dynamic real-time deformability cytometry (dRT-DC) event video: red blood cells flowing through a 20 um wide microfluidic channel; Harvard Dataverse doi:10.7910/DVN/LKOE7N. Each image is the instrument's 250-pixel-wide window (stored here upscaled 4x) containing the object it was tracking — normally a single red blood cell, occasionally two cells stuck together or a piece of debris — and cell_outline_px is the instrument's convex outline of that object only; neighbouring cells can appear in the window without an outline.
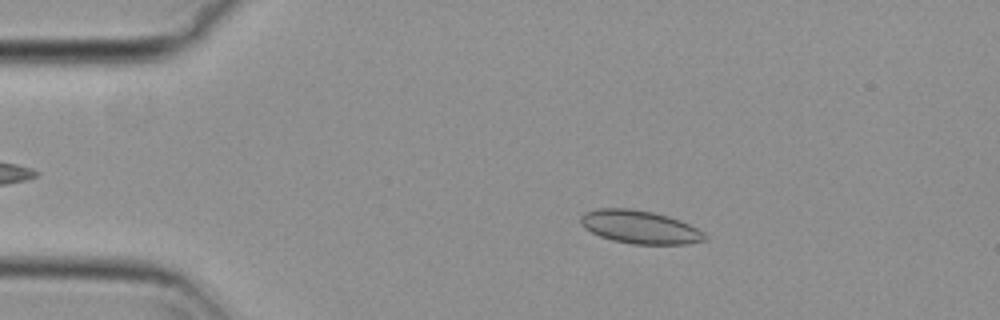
{"species": "common noctule bat (a hibernating species)", "species_latin": "Nyctalus noctula", "temperature_condition": "cold", "stored_images_in_passage": 55, "camera_frame_rate_fps": 3000, "um_per_image_px": 0.085, "animal": {"sex": "female", "body_mass_g": 29.2, "forearm_length_mm": 56.3}, "frame": {"image": 1, "passage_image": 10, "time_ms": 3.0, "image_size_px": [1000, 320], "cell_outline_px": [[708, 240], [688, 244], [632, 244], [612, 240], [600, 236], [584, 228], [580, 224], [580, 216], [584, 212], [600, 208], [632, 208], [652, 212], [668, 216], [680, 220], [704, 232], [708, 236]], "centroid_in_image_um": [54.39, 19.3], "position_along_channel_um": 30.6, "area_um2": 24.16}}
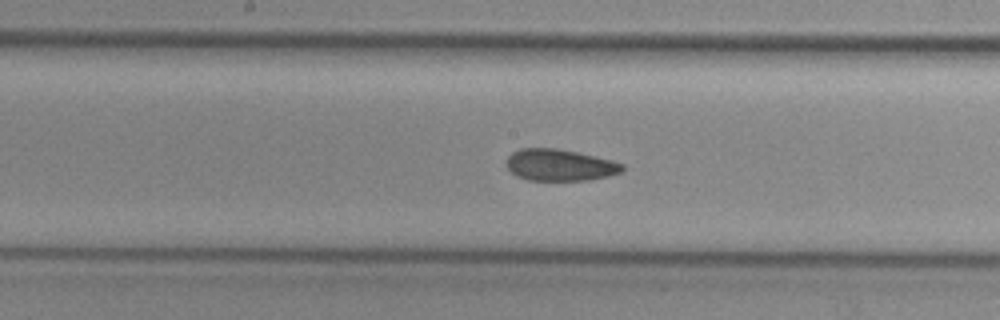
{"frame": {"image": 2, "passage_image": 28, "time_ms": 9.0, "image_size_px": [1000, 320], "cell_outline_px": [[624, 172], [608, 176], [588, 180], [528, 180], [516, 176], [504, 164], [508, 156], [512, 152], [520, 148], [556, 148], [576, 152], [612, 160], [624, 164]], "centroid_in_image_um": [47.57, 14.03], "position_along_channel_um": 200.6, "area_um2": 21.5}}
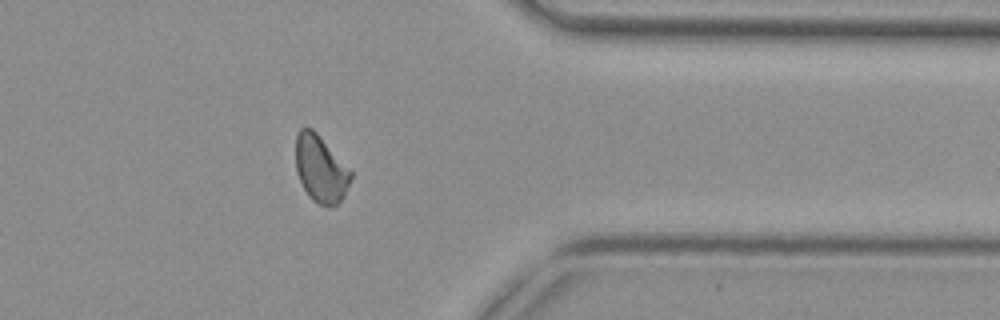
{"frame": {"image": 3, "passage_image": 44, "time_ms": 14.333, "image_size_px": [1000, 320], "cell_outline_px": [[352, 180], [344, 196], [336, 204], [320, 204], [312, 200], [308, 196], [296, 172], [296, 136], [300, 128], [312, 128], [316, 132], [352, 172]], "centroid_in_image_um": [27.25, 14.35], "position_along_channel_um": 384.2, "area_um2": 21.15}, "authors_computed_cell_mechanics": {"area_um2": 22.1952, "velocity_mm_per_s": 3.7036, "shape_relaxation_time_tau1_ms": null, "shape_relaxation_time_tau2_ms": 2.9667, "deformation_change_tau1": null, "deformation_change_tau2": 0.0674}}